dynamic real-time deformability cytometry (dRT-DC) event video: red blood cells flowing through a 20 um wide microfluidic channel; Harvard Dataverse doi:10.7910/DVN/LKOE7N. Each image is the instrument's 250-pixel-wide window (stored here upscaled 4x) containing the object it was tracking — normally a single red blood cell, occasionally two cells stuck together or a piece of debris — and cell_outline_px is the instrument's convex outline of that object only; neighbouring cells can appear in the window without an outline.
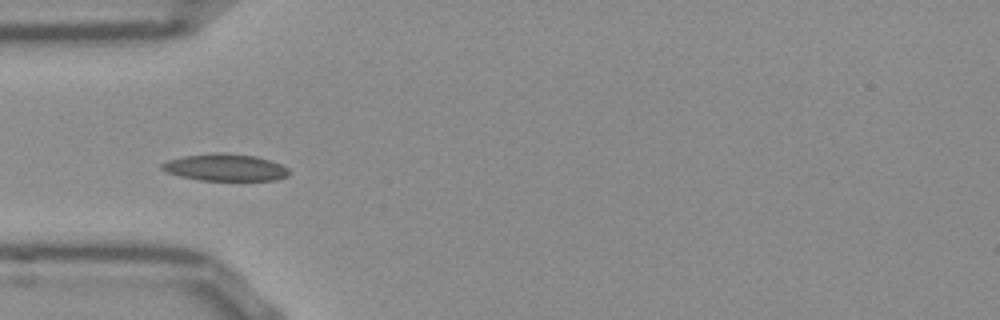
{"species": "Egyptian fruit bat (a non-hibernating species)", "species_latin": "Rousettus aegyptiacus", "temperature_condition": "room temperature", "stored_images_in_passage": 34, "camera_frame_rate_fps": 3000, "um_per_image_px": 0.085, "frame": {"image": 1, "passage_image": 1, "time_ms": 0.0, "image_size_px": [1000, 320], "cell_outline_px": [[288, 176], [276, 180], [200, 180], [180, 176], [168, 172], [160, 168], [160, 164], [168, 160], [184, 156], [212, 152], [224, 152], [256, 156], [280, 164], [288, 168]], "centroid_in_image_um": [19.13, 14.22], "position_along_channel_um": 65.9, "area_um2": 20.0}}
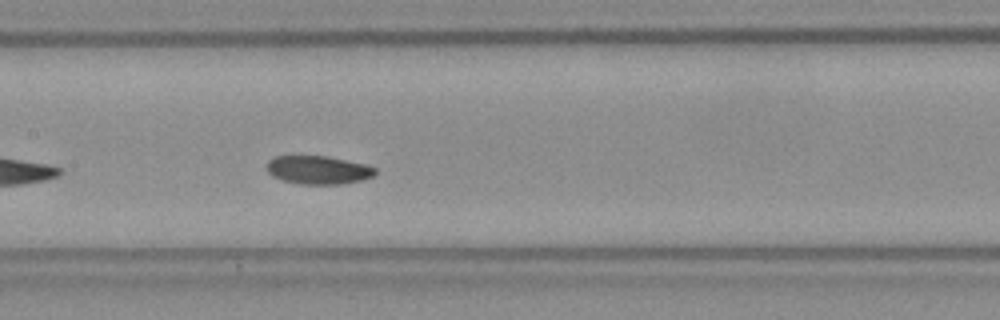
{"frame": {"image": 2, "passage_image": 10, "time_ms": 3.0, "image_size_px": [1000, 320], "cell_outline_px": [[376, 172], [372, 176], [360, 180], [340, 184], [300, 184], [284, 180], [272, 176], [268, 172], [268, 160], [276, 156], [328, 156], [364, 164], [376, 168]], "centroid_in_image_um": [27.04, 14.44], "position_along_channel_um": 180.4, "area_um2": 17.69}, "authors_computed_cell_mechanics": {"area_um2": 18.9584, "velocity_mm_per_s": 3.7966, "shape_relaxation_time_tau1_ms": 8.0481, "shape_relaxation_time_tau2_ms": null, "deformation_change_tau1": 0.1087, "deformation_change_tau2": null}}